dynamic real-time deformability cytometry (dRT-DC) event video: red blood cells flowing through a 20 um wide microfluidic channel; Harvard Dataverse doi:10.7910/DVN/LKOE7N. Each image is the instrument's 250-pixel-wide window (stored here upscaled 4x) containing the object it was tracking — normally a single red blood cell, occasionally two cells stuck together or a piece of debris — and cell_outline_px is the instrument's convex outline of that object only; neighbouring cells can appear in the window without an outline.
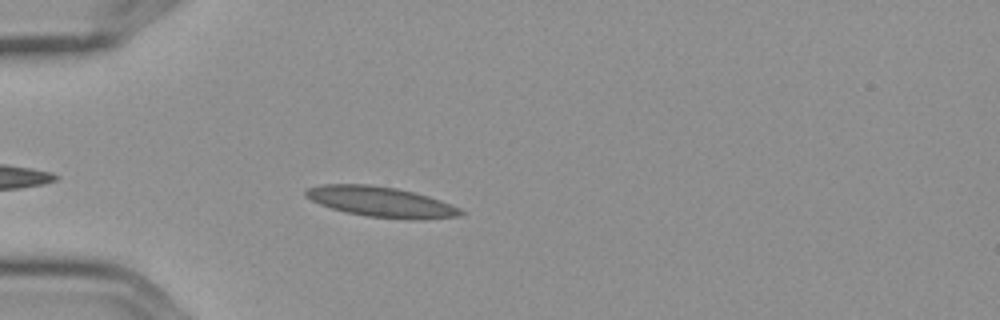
{"species": "Egyptian fruit bat (a non-hibernating species)", "species_latin": "Rousettus aegyptiacus", "temperature_condition": "cold", "stored_images_in_passage": 2, "camera_frame_rate_fps": 3000, "um_per_image_px": 0.085, "frame": {"image": 1, "passage_image": 2, "time_ms": 0.333, "image_size_px": [1000, 320], "cell_outline_px": [[464, 212], [460, 216], [424, 220], [408, 220], [368, 216], [344, 212], [320, 204], [304, 196], [304, 188], [320, 184], [372, 184], [396, 188], [428, 196], [440, 200], [460, 208]], "centroid_in_image_um": [32.37, 17.16], "position_along_channel_um": 52.6, "area_um2": 27.63}}